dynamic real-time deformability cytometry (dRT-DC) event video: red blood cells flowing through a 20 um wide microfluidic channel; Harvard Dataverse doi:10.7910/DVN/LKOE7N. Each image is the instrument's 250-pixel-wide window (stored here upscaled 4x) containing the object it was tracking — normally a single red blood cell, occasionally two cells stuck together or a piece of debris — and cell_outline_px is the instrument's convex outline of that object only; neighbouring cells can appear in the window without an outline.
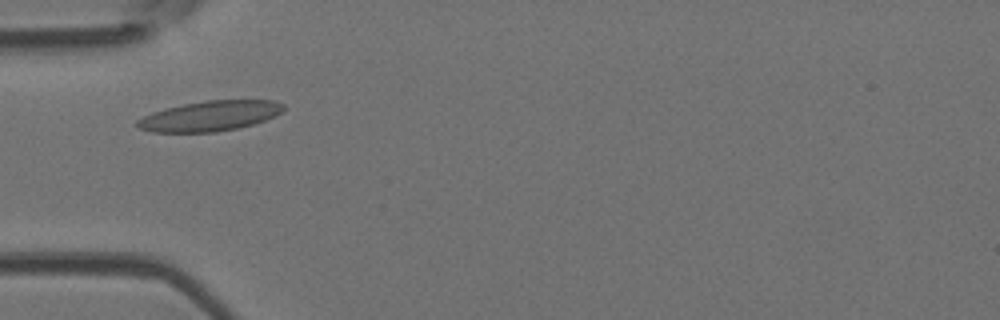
{"species": "Egyptian fruit bat (a non-hibernating species)", "species_latin": "Rousettus aegyptiacus", "temperature_condition": "room temperature", "stored_images_in_passage": 43, "camera_frame_rate_fps": 3000, "um_per_image_px": 0.085, "animal": {"sex": "female"}, "frame": {"image": 1, "passage_image": 9, "time_ms": 2.667, "image_size_px": [1000, 320], "cell_outline_px": [[284, 108], [276, 116], [252, 124], [236, 128], [216, 132], [152, 132], [140, 128], [136, 124], [136, 120], [152, 112], [164, 108], [184, 104], [208, 100], [276, 100], [284, 104]], "centroid_in_image_um": [17.84, 9.85], "position_along_channel_um": 67.2, "area_um2": 25.61}}
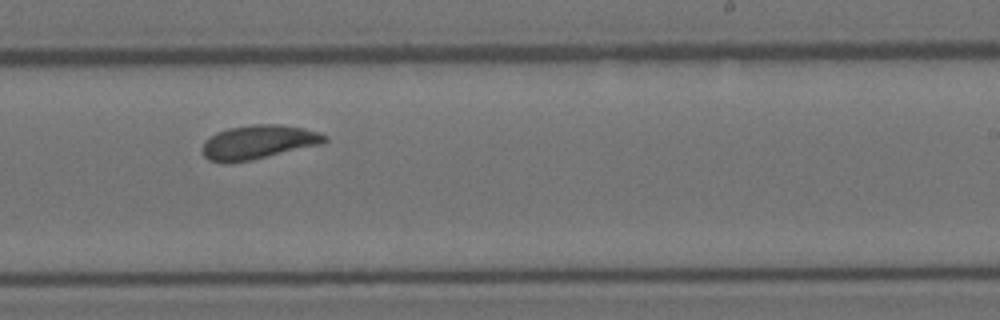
{"frame": {"image": 2, "passage_image": 24, "time_ms": 7.667, "image_size_px": [1000, 320], "cell_outline_px": [[328, 140], [324, 144], [252, 160], [224, 164], [208, 160], [204, 156], [200, 148], [216, 132], [228, 128], [252, 124], [280, 124], [304, 128], [320, 132], [328, 136]], "centroid_in_image_um": [21.99, 12.09], "position_along_channel_um": 267.0, "area_um2": 24.62}}
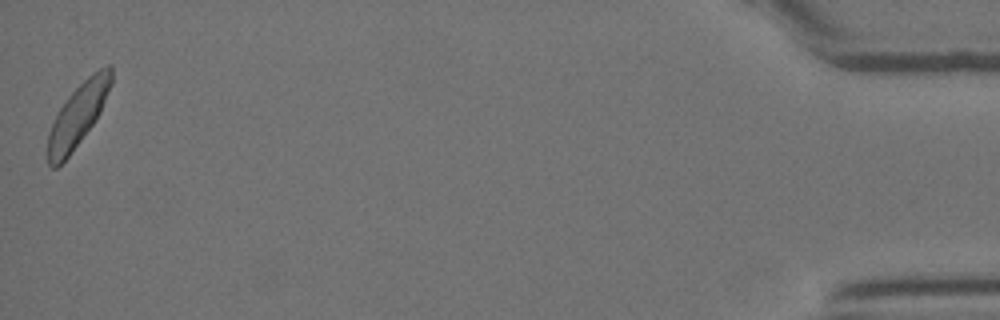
{"frame": {"image": 3, "passage_image": 43, "time_ms": 14.0, "image_size_px": [1000, 320], "cell_outline_px": [[112, 84], [100, 112], [92, 124], [68, 156], [56, 168], [52, 168], [48, 164], [48, 132], [60, 108], [68, 96], [92, 72], [108, 64], [112, 64]], "centroid_in_image_um": [6.64, 9.74], "position_along_channel_um": 428.6, "area_um2": 22.72}, "authors_computed_cell_mechanics": {"area_um2": 23.698, "velocity_mm_per_s": 4.0081, "shape_relaxation_time_tau1_ms": 2.9702, "shape_relaxation_time_tau2_ms": 1.5678, "deformation_change_tau1": 0.0955, "deformation_change_tau2": 0.0739}}